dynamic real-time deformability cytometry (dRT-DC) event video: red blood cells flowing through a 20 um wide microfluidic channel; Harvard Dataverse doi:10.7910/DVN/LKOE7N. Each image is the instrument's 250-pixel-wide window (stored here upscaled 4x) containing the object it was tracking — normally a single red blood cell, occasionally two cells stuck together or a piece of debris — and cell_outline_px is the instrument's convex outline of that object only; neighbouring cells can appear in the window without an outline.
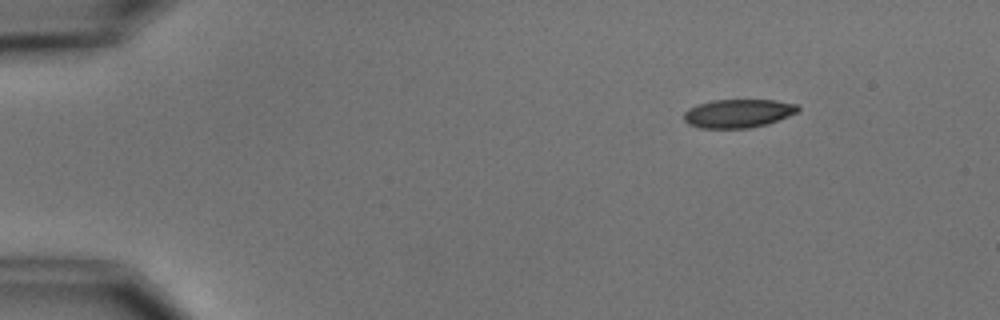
{"species": "common noctule bat (a hibernating species)", "species_latin": "Nyctalus noctula", "temperature_condition": "cold", "stored_images_in_passage": 6, "camera_frame_rate_fps": 3000, "um_per_image_px": 0.085, "animal": {"sex": "male", "body_mass_g": 15.6}, "frame": {"image": 1, "passage_image": 1, "time_ms": 0.0, "image_size_px": [1000, 320], "cell_outline_px": [[800, 108], [796, 112], [788, 116], [764, 124], [748, 128], [700, 128], [688, 124], [684, 120], [684, 112], [688, 108], [712, 100], [776, 100], [796, 104]], "centroid_in_image_um": [62.7, 9.63], "position_along_channel_um": 22.3, "area_um2": 18.73}}
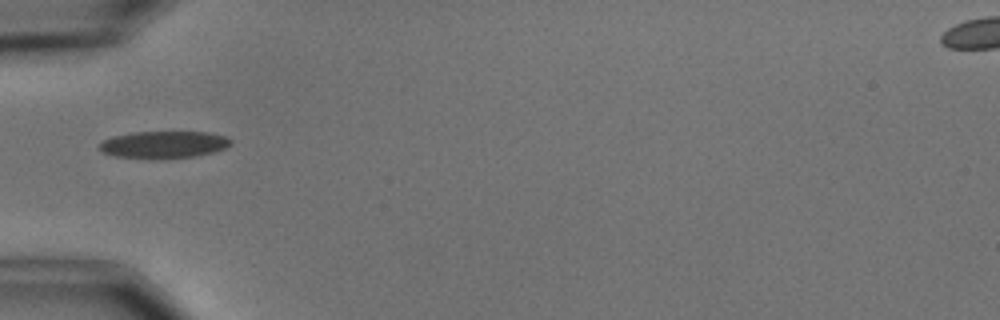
{"frame": {"image": 2, "passage_image": 4, "time_ms": 3.667, "image_size_px": [1000, 320], "cell_outline_px": [[232, 144], [224, 148], [212, 152], [196, 156], [148, 160], [116, 156], [104, 152], [96, 148], [104, 140], [112, 136], [132, 132], [208, 132], [224, 136], [232, 140]], "centroid_in_image_um": [13.89, 12.3], "position_along_channel_um": 71.1, "area_um2": 20.98}}
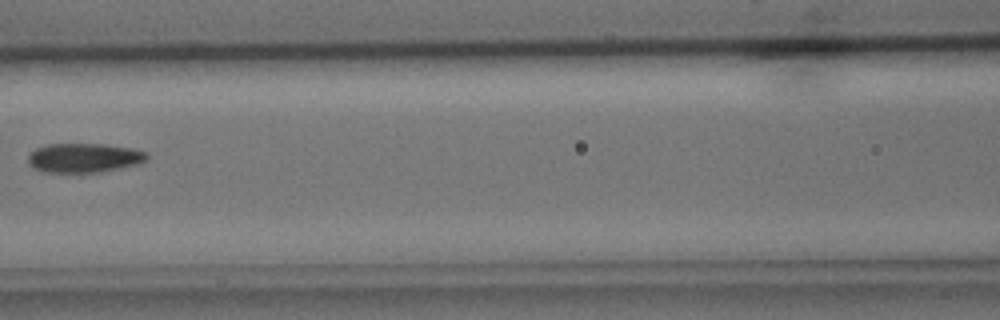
{"frame": {"image": 3, "passage_image": 6, "time_ms": 6.0, "image_size_px": [1000, 320], "cell_outline_px": [[148, 160], [140, 164], [100, 172], [44, 172], [32, 168], [28, 164], [28, 156], [36, 148], [48, 144], [104, 144], [132, 148], [148, 152]], "centroid_in_image_um": [7.17, 13.42], "position_along_channel_um": 159.4, "area_um2": 20.46}}